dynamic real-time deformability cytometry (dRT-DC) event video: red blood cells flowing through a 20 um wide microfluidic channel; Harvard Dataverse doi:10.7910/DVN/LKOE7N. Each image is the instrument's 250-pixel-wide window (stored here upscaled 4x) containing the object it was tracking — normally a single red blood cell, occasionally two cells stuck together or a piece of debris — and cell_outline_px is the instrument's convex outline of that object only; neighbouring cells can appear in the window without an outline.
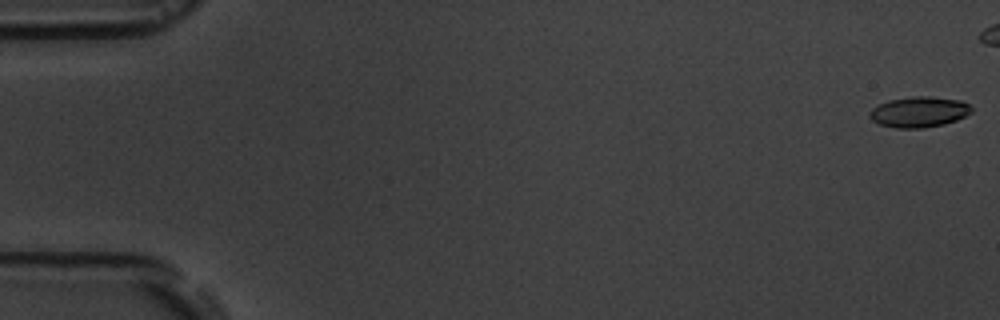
{"species": "common noctule bat (a hibernating species)", "species_latin": "Nyctalus noctula", "temperature_condition": "room temperature", "stored_images_in_passage": 8, "camera_frame_rate_fps": 3000, "um_per_image_px": 0.085, "animal": {"sex": "male", "body_mass_g": 19.5, "forearm_length_mm": 54.6}, "frame": {"image": 1, "passage_image": 1, "time_ms": 0.0, "image_size_px": [1000, 320], "cell_outline_px": [[972, 112], [956, 120], [944, 124], [924, 128], [896, 128], [880, 124], [872, 120], [868, 116], [868, 112], [872, 108], [888, 100], [912, 96], [928, 96], [960, 100], [968, 104], [972, 108]], "centroid_in_image_um": [78.1, 9.51], "position_along_channel_um": 6.9, "area_um2": 18.21}}
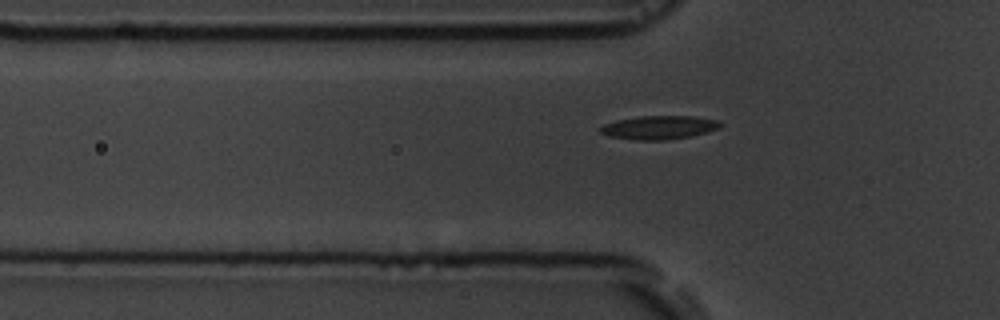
{"frame": {"image": 2, "passage_image": 8, "time_ms": 7.667, "image_size_px": [1000, 320], "cell_outline_px": [[720, 128], [692, 136], [664, 140], [636, 140], [608, 136], [600, 132], [600, 128], [604, 124], [616, 120], [640, 116], [692, 116], [716, 120], [720, 124]], "centroid_in_image_um": [55.99, 10.84], "position_along_channel_um": 69.8, "area_um2": 16.36}}